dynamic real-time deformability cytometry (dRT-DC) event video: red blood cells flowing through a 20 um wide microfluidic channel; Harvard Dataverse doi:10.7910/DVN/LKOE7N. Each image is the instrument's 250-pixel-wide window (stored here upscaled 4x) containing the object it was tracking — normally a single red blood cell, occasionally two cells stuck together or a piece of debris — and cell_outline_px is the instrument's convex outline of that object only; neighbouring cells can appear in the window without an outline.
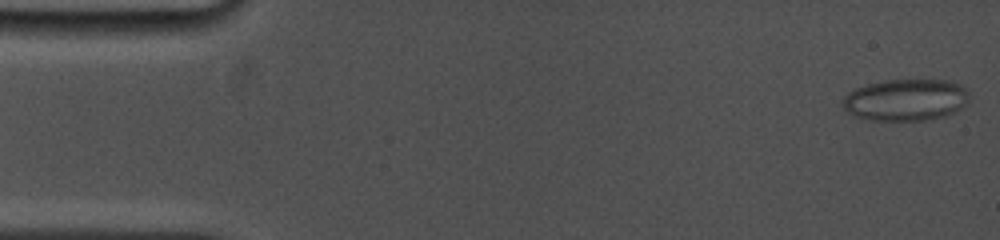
{"species": "common noctule bat (a hibernating species)", "species_latin": "Nyctalus noctula", "temperature_condition": "cold", "stored_images_in_passage": 60, "camera_frame_rate_fps": 5000, "um_per_image_px": 0.085, "animal": {"sex": "female", "body_mass_g": 19.0, "forearm_length_mm": 53.3}, "frame": {"image": 1, "passage_image": 1, "time_ms": 0.0, "image_size_px": [1000, 240], "cell_outline_px": [[968, 100], [960, 108], [944, 116], [924, 120], [872, 120], [856, 116], [848, 112], [840, 104], [844, 96], [848, 92], [856, 88], [868, 84], [884, 80], [948, 80], [960, 84], [968, 92]], "centroid_in_image_um": [76.95, 8.48], "position_along_channel_um": 8.0, "area_um2": 30.63}}
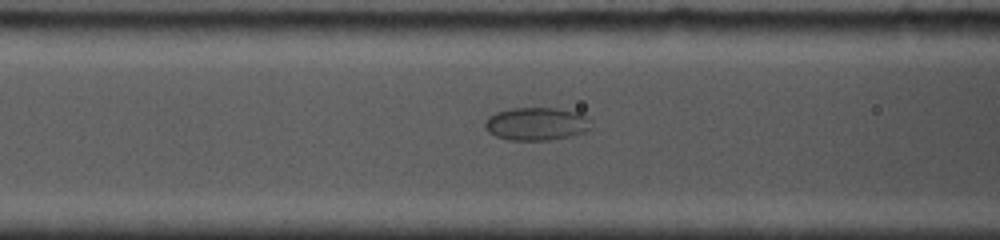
{"frame": {"image": 2, "passage_image": 28, "time_ms": 6.4, "image_size_px": [1000, 240], "cell_outline_px": [[592, 128], [584, 132], [568, 136], [548, 140], [508, 140], [496, 136], [488, 132], [484, 128], [484, 120], [488, 116], [496, 112], [512, 108], [556, 108], [580, 112], [592, 120]], "centroid_in_image_um": [45.6, 10.52], "position_along_channel_um": 121.0, "area_um2": 20.69}}
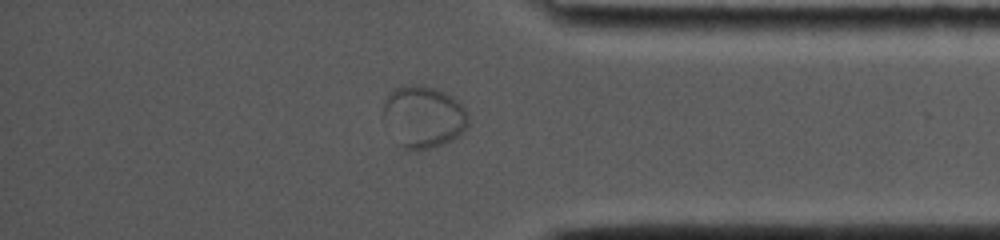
{"frame": {"image": 3, "passage_image": 52, "time_ms": 14.0, "image_size_px": [1000, 240], "cell_outline_px": [[468, 124], [460, 136], [444, 144], [428, 148], [404, 152], [396, 144], [384, 112], [384, 104], [392, 88], [404, 84], [424, 84], [436, 88], [444, 92], [456, 100], [464, 108], [468, 116]], "centroid_in_image_um": [35.99, 9.93], "position_along_channel_um": 399.2, "area_um2": 30.87}}